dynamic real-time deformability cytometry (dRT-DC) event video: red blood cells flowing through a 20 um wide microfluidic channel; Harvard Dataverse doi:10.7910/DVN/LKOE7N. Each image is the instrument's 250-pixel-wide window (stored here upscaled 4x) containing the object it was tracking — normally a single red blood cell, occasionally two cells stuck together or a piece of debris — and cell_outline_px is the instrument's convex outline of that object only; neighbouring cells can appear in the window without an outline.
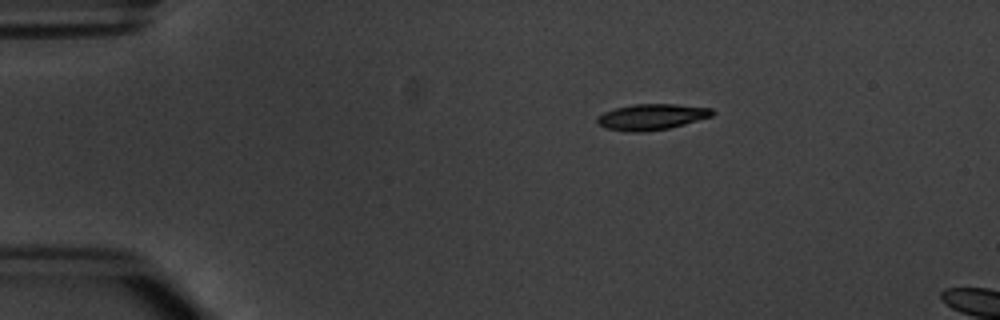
{"species": "common noctule bat (a hibernating species)", "species_latin": "Nyctalus noctula", "temperature_condition": "warm", "stored_images_in_passage": 2, "camera_frame_rate_fps": 3000, "um_per_image_px": 0.085, "animal": {"sex": "male", "body_mass_g": 20.1, "forearm_length_mm": 53.5}, "frame": {"image": 1, "passage_image": 1, "time_ms": 0.0, "image_size_px": [1000, 320], "cell_outline_px": [[716, 112], [712, 116], [684, 124], [668, 128], [644, 132], [628, 132], [604, 128], [596, 124], [596, 116], [604, 112], [616, 108], [632, 104], [676, 104], [712, 108]], "centroid_in_image_um": [55.35, 9.94], "position_along_channel_um": 29.7, "area_um2": 17.57}}